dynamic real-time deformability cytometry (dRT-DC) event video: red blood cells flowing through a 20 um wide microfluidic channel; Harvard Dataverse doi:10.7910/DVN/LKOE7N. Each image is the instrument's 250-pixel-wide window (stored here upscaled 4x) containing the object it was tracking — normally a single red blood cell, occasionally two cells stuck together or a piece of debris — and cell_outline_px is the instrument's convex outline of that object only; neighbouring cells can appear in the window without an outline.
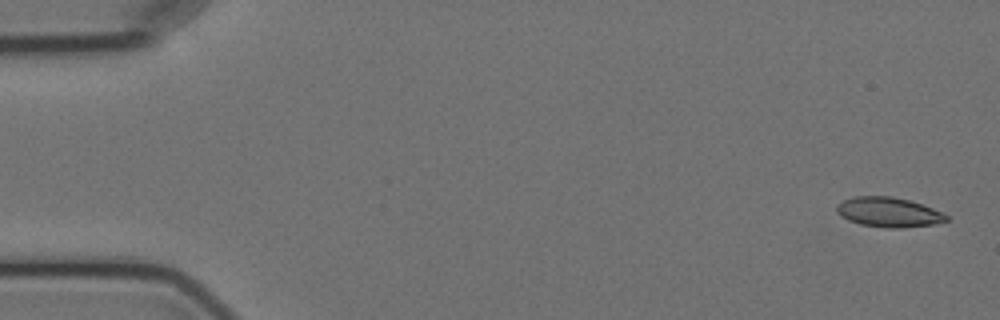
{"species": "Egyptian fruit bat (a non-hibernating species)", "species_latin": "Rousettus aegyptiacus", "temperature_condition": "cold", "stored_images_in_passage": 5, "camera_frame_rate_fps": 3000, "um_per_image_px": 0.085, "animal": {"sex": "female"}, "frame": {"image": 1, "passage_image": 1, "time_ms": 0.0, "image_size_px": [1000, 320], "cell_outline_px": [[948, 220], [932, 224], [900, 228], [884, 228], [860, 224], [848, 220], [840, 216], [836, 212], [836, 204], [852, 196], [892, 196], [908, 200], [944, 212], [948, 216]], "centroid_in_image_um": [75.49, 18.03], "position_along_channel_um": 9.5, "area_um2": 19.07}}
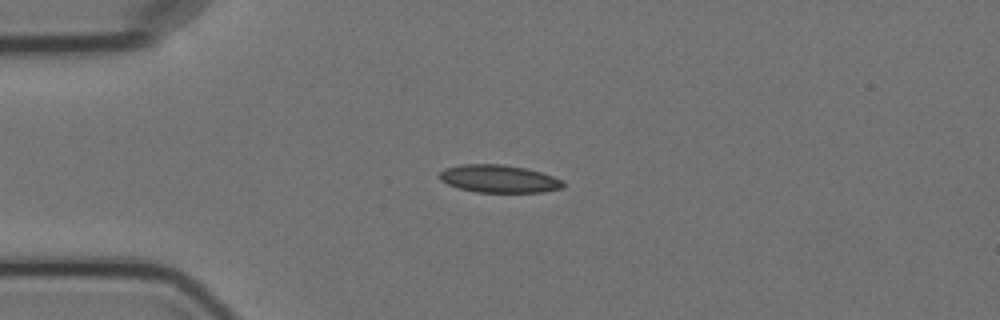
{"frame": {"image": 2, "passage_image": 4, "time_ms": 4.0, "image_size_px": [1000, 320], "cell_outline_px": [[564, 188], [544, 192], [476, 192], [460, 188], [448, 184], [440, 180], [440, 172], [444, 168], [460, 164], [504, 164], [524, 168], [540, 172], [552, 176], [560, 180], [564, 184]], "centroid_in_image_um": [42.39, 15.19], "position_along_channel_um": 42.6, "area_um2": 19.88}}